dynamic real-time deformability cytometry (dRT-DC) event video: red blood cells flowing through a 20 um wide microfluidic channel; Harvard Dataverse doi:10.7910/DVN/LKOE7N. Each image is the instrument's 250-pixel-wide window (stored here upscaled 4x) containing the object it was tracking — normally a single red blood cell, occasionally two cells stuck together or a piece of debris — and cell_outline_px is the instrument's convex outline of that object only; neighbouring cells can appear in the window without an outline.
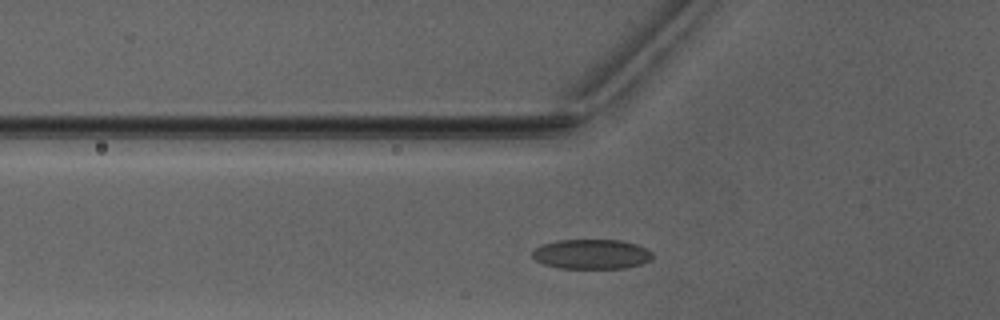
{"species": "Egyptian fruit bat (a non-hibernating species)", "species_latin": "Rousettus aegyptiacus", "temperature_condition": "warm", "stored_images_in_passage": 26, "camera_frame_rate_fps": 3000, "um_per_image_px": 0.085, "animal": {"sex": "male"}, "frame": {"image": 1, "passage_image": 3, "time_ms": 0.667, "image_size_px": [1000, 320], "cell_outline_px": [[652, 260], [644, 264], [628, 268], [560, 268], [544, 264], [536, 260], [532, 256], [532, 252], [540, 244], [556, 240], [620, 240], [636, 244], [652, 252]], "centroid_in_image_um": [50.29, 21.6], "position_along_channel_um": 75.5, "area_um2": 20.98}}
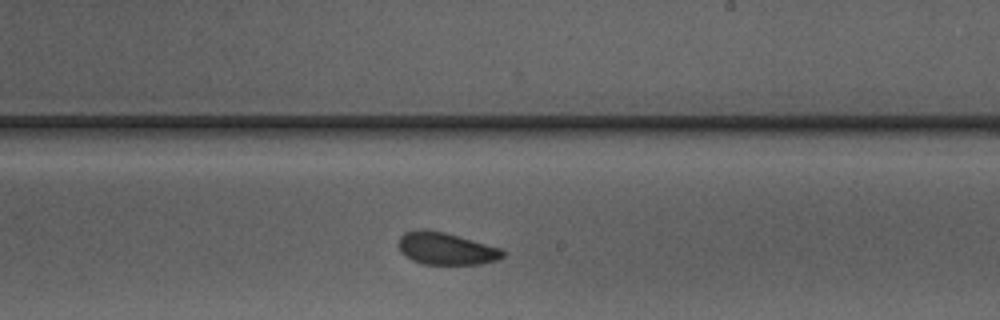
{"frame": {"image": 2, "passage_image": 16, "time_ms": 5.0, "image_size_px": [1000, 320], "cell_outline_px": [[504, 256], [496, 260], [480, 264], [424, 264], [412, 260], [400, 248], [400, 236], [404, 232], [444, 232], [460, 236], [500, 248], [504, 252]], "centroid_in_image_um": [37.99, 21.16], "position_along_channel_um": 251.0, "area_um2": 18.73}}
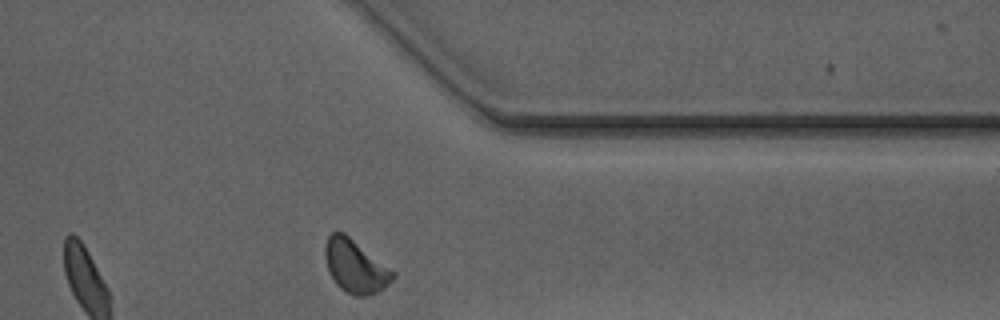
{"frame": {"image": 3, "passage_image": 26, "time_ms": 8.333, "image_size_px": [1000, 320], "cell_outline_px": [[396, 276], [384, 288], [376, 292], [364, 296], [356, 296], [340, 288], [336, 284], [328, 272], [324, 256], [324, 248], [328, 236], [332, 232], [344, 232], [396, 272]], "centroid_in_image_um": [30.19, 22.62], "position_along_channel_um": 381.2, "area_um2": 20.98}, "authors_computed_cell_mechanics": {"area_um2": 20.4034, "velocity_mm_per_s": 4.0472, "shape_relaxation_time_tau1_ms": 1.9822, "shape_relaxation_time_tau2_ms": 2.1087, "deformation_change_tau1": 0.0714, "deformation_change_tau2": 0.0699}}